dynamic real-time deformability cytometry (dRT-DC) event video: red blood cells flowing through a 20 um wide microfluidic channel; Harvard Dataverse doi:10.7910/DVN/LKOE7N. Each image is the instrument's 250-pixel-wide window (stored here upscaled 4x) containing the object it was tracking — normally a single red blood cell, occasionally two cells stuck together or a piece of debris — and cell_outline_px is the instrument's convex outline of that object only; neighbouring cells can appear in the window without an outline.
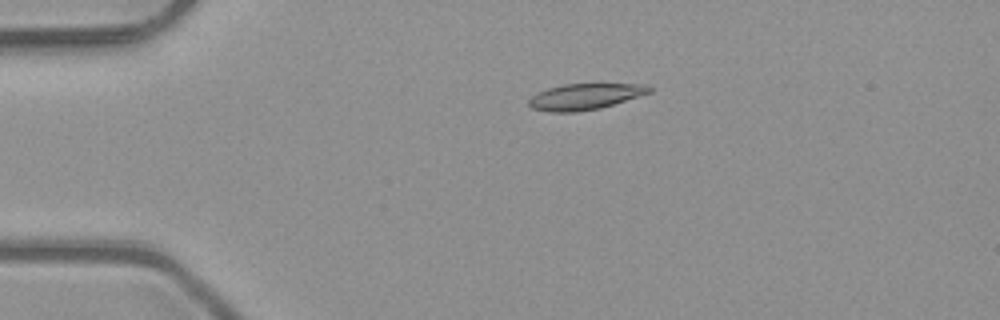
{"species": "common noctule bat (a hibernating species)", "species_latin": "Nyctalus noctula", "temperature_condition": "room temperature", "stored_images_in_passage": 2, "camera_frame_rate_fps": 3000, "um_per_image_px": 0.085, "animal": {"sex": "male", "body_mass_g": 23.1, "forearm_length_mm": 52.7}, "frame": {"image": 1, "passage_image": 2, "time_ms": 0.333, "image_size_px": [1000, 320], "cell_outline_px": [[652, 92], [600, 108], [576, 112], [548, 112], [532, 108], [528, 104], [528, 100], [536, 92], [548, 88], [564, 84], [648, 84], [652, 88]], "centroid_in_image_um": [49.71, 8.21], "position_along_channel_um": 35.3, "area_um2": 18.32}}